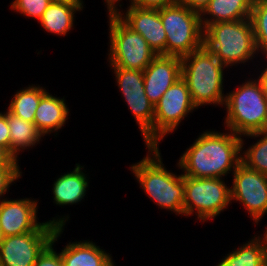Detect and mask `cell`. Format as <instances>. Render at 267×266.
<instances>
[{
    "label": "cell",
    "mask_w": 267,
    "mask_h": 266,
    "mask_svg": "<svg viewBox=\"0 0 267 266\" xmlns=\"http://www.w3.org/2000/svg\"><path fill=\"white\" fill-rule=\"evenodd\" d=\"M51 3L59 4H84L83 0H49Z\"/></svg>",
    "instance_id": "obj_35"
},
{
    "label": "cell",
    "mask_w": 267,
    "mask_h": 266,
    "mask_svg": "<svg viewBox=\"0 0 267 266\" xmlns=\"http://www.w3.org/2000/svg\"><path fill=\"white\" fill-rule=\"evenodd\" d=\"M109 67L144 70L157 56L147 41L129 28L115 13H108Z\"/></svg>",
    "instance_id": "obj_7"
},
{
    "label": "cell",
    "mask_w": 267,
    "mask_h": 266,
    "mask_svg": "<svg viewBox=\"0 0 267 266\" xmlns=\"http://www.w3.org/2000/svg\"><path fill=\"white\" fill-rule=\"evenodd\" d=\"M84 4L50 3L39 19L40 26L48 33L67 36L75 23V13L83 10Z\"/></svg>",
    "instance_id": "obj_20"
},
{
    "label": "cell",
    "mask_w": 267,
    "mask_h": 266,
    "mask_svg": "<svg viewBox=\"0 0 267 266\" xmlns=\"http://www.w3.org/2000/svg\"><path fill=\"white\" fill-rule=\"evenodd\" d=\"M0 145L10 151V131L7 122V110L0 112Z\"/></svg>",
    "instance_id": "obj_30"
},
{
    "label": "cell",
    "mask_w": 267,
    "mask_h": 266,
    "mask_svg": "<svg viewBox=\"0 0 267 266\" xmlns=\"http://www.w3.org/2000/svg\"><path fill=\"white\" fill-rule=\"evenodd\" d=\"M68 108L65 97L53 96L48 91L41 97L35 112L34 124L43 137L52 133L57 135V132L66 125L70 112Z\"/></svg>",
    "instance_id": "obj_16"
},
{
    "label": "cell",
    "mask_w": 267,
    "mask_h": 266,
    "mask_svg": "<svg viewBox=\"0 0 267 266\" xmlns=\"http://www.w3.org/2000/svg\"><path fill=\"white\" fill-rule=\"evenodd\" d=\"M176 3V0H130L128 5L139 8L161 9Z\"/></svg>",
    "instance_id": "obj_29"
},
{
    "label": "cell",
    "mask_w": 267,
    "mask_h": 266,
    "mask_svg": "<svg viewBox=\"0 0 267 266\" xmlns=\"http://www.w3.org/2000/svg\"><path fill=\"white\" fill-rule=\"evenodd\" d=\"M22 176L20 167H0V201L4 199L12 183H15Z\"/></svg>",
    "instance_id": "obj_28"
},
{
    "label": "cell",
    "mask_w": 267,
    "mask_h": 266,
    "mask_svg": "<svg viewBox=\"0 0 267 266\" xmlns=\"http://www.w3.org/2000/svg\"><path fill=\"white\" fill-rule=\"evenodd\" d=\"M69 215L54 217L32 232L4 237L0 243L2 266H34L42 251L52 242L57 227H65Z\"/></svg>",
    "instance_id": "obj_9"
},
{
    "label": "cell",
    "mask_w": 267,
    "mask_h": 266,
    "mask_svg": "<svg viewBox=\"0 0 267 266\" xmlns=\"http://www.w3.org/2000/svg\"><path fill=\"white\" fill-rule=\"evenodd\" d=\"M203 46L227 68L249 63L259 54L250 18L207 25Z\"/></svg>",
    "instance_id": "obj_5"
},
{
    "label": "cell",
    "mask_w": 267,
    "mask_h": 266,
    "mask_svg": "<svg viewBox=\"0 0 267 266\" xmlns=\"http://www.w3.org/2000/svg\"><path fill=\"white\" fill-rule=\"evenodd\" d=\"M231 202H239L247 210L251 220L258 224L267 215V175L240 162L234 170Z\"/></svg>",
    "instance_id": "obj_12"
},
{
    "label": "cell",
    "mask_w": 267,
    "mask_h": 266,
    "mask_svg": "<svg viewBox=\"0 0 267 266\" xmlns=\"http://www.w3.org/2000/svg\"><path fill=\"white\" fill-rule=\"evenodd\" d=\"M124 102L140 129L146 147L153 146L154 105L145 94L142 70L110 67Z\"/></svg>",
    "instance_id": "obj_10"
},
{
    "label": "cell",
    "mask_w": 267,
    "mask_h": 266,
    "mask_svg": "<svg viewBox=\"0 0 267 266\" xmlns=\"http://www.w3.org/2000/svg\"><path fill=\"white\" fill-rule=\"evenodd\" d=\"M223 107L225 129L234 134L242 137L267 130V95L258 79L248 78L226 93Z\"/></svg>",
    "instance_id": "obj_4"
},
{
    "label": "cell",
    "mask_w": 267,
    "mask_h": 266,
    "mask_svg": "<svg viewBox=\"0 0 267 266\" xmlns=\"http://www.w3.org/2000/svg\"><path fill=\"white\" fill-rule=\"evenodd\" d=\"M18 161L6 147L0 145V167H20Z\"/></svg>",
    "instance_id": "obj_31"
},
{
    "label": "cell",
    "mask_w": 267,
    "mask_h": 266,
    "mask_svg": "<svg viewBox=\"0 0 267 266\" xmlns=\"http://www.w3.org/2000/svg\"><path fill=\"white\" fill-rule=\"evenodd\" d=\"M252 4L253 0H210L200 13L202 27L204 29L213 23L249 19Z\"/></svg>",
    "instance_id": "obj_19"
},
{
    "label": "cell",
    "mask_w": 267,
    "mask_h": 266,
    "mask_svg": "<svg viewBox=\"0 0 267 266\" xmlns=\"http://www.w3.org/2000/svg\"><path fill=\"white\" fill-rule=\"evenodd\" d=\"M49 0H13L10 4L11 10L34 20H38L50 5Z\"/></svg>",
    "instance_id": "obj_26"
},
{
    "label": "cell",
    "mask_w": 267,
    "mask_h": 266,
    "mask_svg": "<svg viewBox=\"0 0 267 266\" xmlns=\"http://www.w3.org/2000/svg\"><path fill=\"white\" fill-rule=\"evenodd\" d=\"M248 137L251 139L258 138V140L249 145L245 150L244 138ZM241 139V162L247 167L256 170L261 174L267 175V130L261 132H254L243 135ZM244 149V150H243Z\"/></svg>",
    "instance_id": "obj_24"
},
{
    "label": "cell",
    "mask_w": 267,
    "mask_h": 266,
    "mask_svg": "<svg viewBox=\"0 0 267 266\" xmlns=\"http://www.w3.org/2000/svg\"><path fill=\"white\" fill-rule=\"evenodd\" d=\"M145 94L155 106L163 94L181 77V58L157 55L143 70Z\"/></svg>",
    "instance_id": "obj_15"
},
{
    "label": "cell",
    "mask_w": 267,
    "mask_h": 266,
    "mask_svg": "<svg viewBox=\"0 0 267 266\" xmlns=\"http://www.w3.org/2000/svg\"><path fill=\"white\" fill-rule=\"evenodd\" d=\"M38 200L34 198L7 199L0 201V228L4 237L35 231L38 221Z\"/></svg>",
    "instance_id": "obj_13"
},
{
    "label": "cell",
    "mask_w": 267,
    "mask_h": 266,
    "mask_svg": "<svg viewBox=\"0 0 267 266\" xmlns=\"http://www.w3.org/2000/svg\"><path fill=\"white\" fill-rule=\"evenodd\" d=\"M224 178H193L184 176V216H197L205 222L214 220L231 202V190ZM195 211V212H194Z\"/></svg>",
    "instance_id": "obj_8"
},
{
    "label": "cell",
    "mask_w": 267,
    "mask_h": 266,
    "mask_svg": "<svg viewBox=\"0 0 267 266\" xmlns=\"http://www.w3.org/2000/svg\"><path fill=\"white\" fill-rule=\"evenodd\" d=\"M84 166L75 164L73 171L64 173L53 182V203L59 206L81 203L87 194L89 186L88 175L85 174Z\"/></svg>",
    "instance_id": "obj_17"
},
{
    "label": "cell",
    "mask_w": 267,
    "mask_h": 266,
    "mask_svg": "<svg viewBox=\"0 0 267 266\" xmlns=\"http://www.w3.org/2000/svg\"><path fill=\"white\" fill-rule=\"evenodd\" d=\"M64 266H115L105 249L89 240L69 242L60 252Z\"/></svg>",
    "instance_id": "obj_18"
},
{
    "label": "cell",
    "mask_w": 267,
    "mask_h": 266,
    "mask_svg": "<svg viewBox=\"0 0 267 266\" xmlns=\"http://www.w3.org/2000/svg\"><path fill=\"white\" fill-rule=\"evenodd\" d=\"M48 90L45 87L32 84L17 90L9 102L7 109L14 115L19 116L27 122L34 123L36 109L41 97Z\"/></svg>",
    "instance_id": "obj_23"
},
{
    "label": "cell",
    "mask_w": 267,
    "mask_h": 266,
    "mask_svg": "<svg viewBox=\"0 0 267 266\" xmlns=\"http://www.w3.org/2000/svg\"><path fill=\"white\" fill-rule=\"evenodd\" d=\"M266 239L258 234L225 254L216 266H266Z\"/></svg>",
    "instance_id": "obj_21"
},
{
    "label": "cell",
    "mask_w": 267,
    "mask_h": 266,
    "mask_svg": "<svg viewBox=\"0 0 267 266\" xmlns=\"http://www.w3.org/2000/svg\"><path fill=\"white\" fill-rule=\"evenodd\" d=\"M64 227H57L52 242L39 255L34 266H64L61 254L54 250V245L64 231Z\"/></svg>",
    "instance_id": "obj_27"
},
{
    "label": "cell",
    "mask_w": 267,
    "mask_h": 266,
    "mask_svg": "<svg viewBox=\"0 0 267 266\" xmlns=\"http://www.w3.org/2000/svg\"><path fill=\"white\" fill-rule=\"evenodd\" d=\"M160 18L166 33L165 55L182 58L203 47L199 12L174 3L160 9Z\"/></svg>",
    "instance_id": "obj_6"
},
{
    "label": "cell",
    "mask_w": 267,
    "mask_h": 266,
    "mask_svg": "<svg viewBox=\"0 0 267 266\" xmlns=\"http://www.w3.org/2000/svg\"><path fill=\"white\" fill-rule=\"evenodd\" d=\"M262 235L265 237V239H266V243H267V226H266V228L264 229V232H263Z\"/></svg>",
    "instance_id": "obj_36"
},
{
    "label": "cell",
    "mask_w": 267,
    "mask_h": 266,
    "mask_svg": "<svg viewBox=\"0 0 267 266\" xmlns=\"http://www.w3.org/2000/svg\"><path fill=\"white\" fill-rule=\"evenodd\" d=\"M250 20L258 53L267 55V0H253Z\"/></svg>",
    "instance_id": "obj_25"
},
{
    "label": "cell",
    "mask_w": 267,
    "mask_h": 266,
    "mask_svg": "<svg viewBox=\"0 0 267 266\" xmlns=\"http://www.w3.org/2000/svg\"><path fill=\"white\" fill-rule=\"evenodd\" d=\"M3 238H4V236H3L2 231H1V228H0V243L3 240Z\"/></svg>",
    "instance_id": "obj_37"
},
{
    "label": "cell",
    "mask_w": 267,
    "mask_h": 266,
    "mask_svg": "<svg viewBox=\"0 0 267 266\" xmlns=\"http://www.w3.org/2000/svg\"><path fill=\"white\" fill-rule=\"evenodd\" d=\"M266 266H267V248H266Z\"/></svg>",
    "instance_id": "obj_38"
},
{
    "label": "cell",
    "mask_w": 267,
    "mask_h": 266,
    "mask_svg": "<svg viewBox=\"0 0 267 266\" xmlns=\"http://www.w3.org/2000/svg\"><path fill=\"white\" fill-rule=\"evenodd\" d=\"M147 155L129 168L144 190L159 208L183 216L184 176L164 166L159 146H148Z\"/></svg>",
    "instance_id": "obj_2"
},
{
    "label": "cell",
    "mask_w": 267,
    "mask_h": 266,
    "mask_svg": "<svg viewBox=\"0 0 267 266\" xmlns=\"http://www.w3.org/2000/svg\"><path fill=\"white\" fill-rule=\"evenodd\" d=\"M115 13L129 28L141 34L157 55H165L166 33L160 18V9L127 6ZM125 13V14H124Z\"/></svg>",
    "instance_id": "obj_14"
},
{
    "label": "cell",
    "mask_w": 267,
    "mask_h": 266,
    "mask_svg": "<svg viewBox=\"0 0 267 266\" xmlns=\"http://www.w3.org/2000/svg\"><path fill=\"white\" fill-rule=\"evenodd\" d=\"M224 68L227 67L204 46L181 58V77L197 109L211 104L224 105Z\"/></svg>",
    "instance_id": "obj_3"
},
{
    "label": "cell",
    "mask_w": 267,
    "mask_h": 266,
    "mask_svg": "<svg viewBox=\"0 0 267 266\" xmlns=\"http://www.w3.org/2000/svg\"><path fill=\"white\" fill-rule=\"evenodd\" d=\"M262 57H263V59H264V57L267 58V55L262 56ZM266 60H267V59H266ZM266 62H267V61H266ZM259 72H261V74L258 75L256 78L260 81V83H261V85H262V88H263L265 94L267 95V66H266V68L262 69V70L259 71Z\"/></svg>",
    "instance_id": "obj_34"
},
{
    "label": "cell",
    "mask_w": 267,
    "mask_h": 266,
    "mask_svg": "<svg viewBox=\"0 0 267 266\" xmlns=\"http://www.w3.org/2000/svg\"><path fill=\"white\" fill-rule=\"evenodd\" d=\"M7 122L10 131V152L19 160L20 152L32 149L42 141L43 135L34 123L25 121L7 109ZM23 150V151H22Z\"/></svg>",
    "instance_id": "obj_22"
},
{
    "label": "cell",
    "mask_w": 267,
    "mask_h": 266,
    "mask_svg": "<svg viewBox=\"0 0 267 266\" xmlns=\"http://www.w3.org/2000/svg\"><path fill=\"white\" fill-rule=\"evenodd\" d=\"M104 1H105L104 4H106L108 13H116L118 11V7L122 8L121 7L122 4H120V1H122V0H104ZM129 2H130V0H129Z\"/></svg>",
    "instance_id": "obj_33"
},
{
    "label": "cell",
    "mask_w": 267,
    "mask_h": 266,
    "mask_svg": "<svg viewBox=\"0 0 267 266\" xmlns=\"http://www.w3.org/2000/svg\"><path fill=\"white\" fill-rule=\"evenodd\" d=\"M197 108L191 100L186 82L180 77L154 106L153 146H159Z\"/></svg>",
    "instance_id": "obj_11"
},
{
    "label": "cell",
    "mask_w": 267,
    "mask_h": 266,
    "mask_svg": "<svg viewBox=\"0 0 267 266\" xmlns=\"http://www.w3.org/2000/svg\"><path fill=\"white\" fill-rule=\"evenodd\" d=\"M210 0H176V3L182 4L191 10L201 13L208 5Z\"/></svg>",
    "instance_id": "obj_32"
},
{
    "label": "cell",
    "mask_w": 267,
    "mask_h": 266,
    "mask_svg": "<svg viewBox=\"0 0 267 266\" xmlns=\"http://www.w3.org/2000/svg\"><path fill=\"white\" fill-rule=\"evenodd\" d=\"M206 130L185 150L177 161L183 176L224 178L241 162V136L233 132Z\"/></svg>",
    "instance_id": "obj_1"
}]
</instances>
